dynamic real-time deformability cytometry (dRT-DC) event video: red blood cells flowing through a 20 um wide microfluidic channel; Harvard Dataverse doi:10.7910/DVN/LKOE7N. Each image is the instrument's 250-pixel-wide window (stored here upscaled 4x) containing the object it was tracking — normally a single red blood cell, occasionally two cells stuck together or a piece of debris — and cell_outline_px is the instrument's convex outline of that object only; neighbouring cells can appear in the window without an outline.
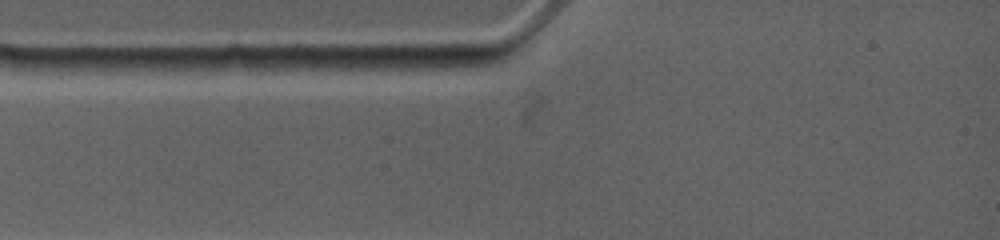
{"species": "common noctule bat (a hibernating species)", "species_latin": "Nyctalus noctula", "temperature_condition": "warm", "stored_images_in_passage": 3, "camera_frame_rate_fps": 4500, "um_per_image_px": 0.085, "animal": {"sex": "female", "body_mass_g": 19.0, "forearm_length_mm": 53.3}, "frame": {"image": 1, "passage_image": 1, "time_ms": 0.0, "image_size_px": [1000, 240], "cell_outline_px": [[264, 68], [248, 76], [104, 76], [96, 64], [100, 60], [228, 56], [236, 56]], "centroid_in_image_um": [15.23, 5.69], "position_along_channel_um": 69.8, "area_um2": 20.23}}